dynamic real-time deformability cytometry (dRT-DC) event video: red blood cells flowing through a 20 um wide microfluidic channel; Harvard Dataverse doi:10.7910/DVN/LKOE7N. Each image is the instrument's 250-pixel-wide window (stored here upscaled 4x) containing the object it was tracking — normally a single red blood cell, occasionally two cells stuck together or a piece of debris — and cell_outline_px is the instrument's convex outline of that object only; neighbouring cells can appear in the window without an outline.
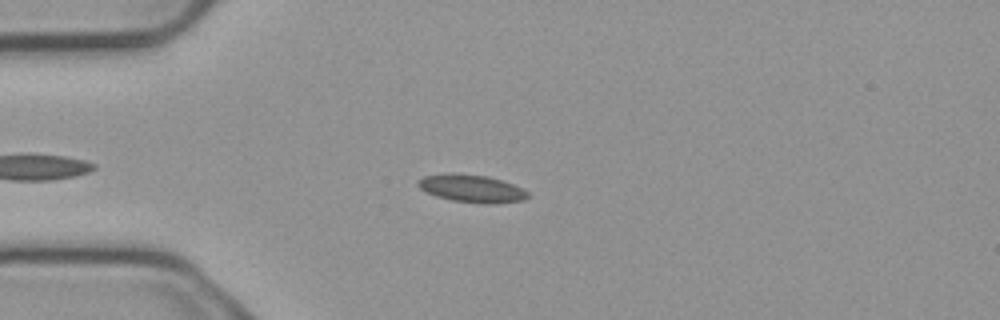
{"species": "common noctule bat (a hibernating species)", "species_latin": "Nyctalus noctula", "temperature_condition": "cold", "stored_images_in_passage": 5, "camera_frame_rate_fps": 3000, "um_per_image_px": 0.085, "animal": {"sex": "male", "body_mass_g": 23.1, "forearm_length_mm": 52.7}, "frame": {"image": 1, "passage_image": 4, "time_ms": 1.0, "image_size_px": [1000, 320], "cell_outline_px": [[528, 196], [524, 200], [496, 204], [484, 204], [452, 200], [436, 196], [420, 188], [416, 184], [424, 176], [488, 176], [512, 184], [528, 192]], "centroid_in_image_um": [40.17, 16.09], "position_along_channel_um": 44.8, "area_um2": 16.7}}
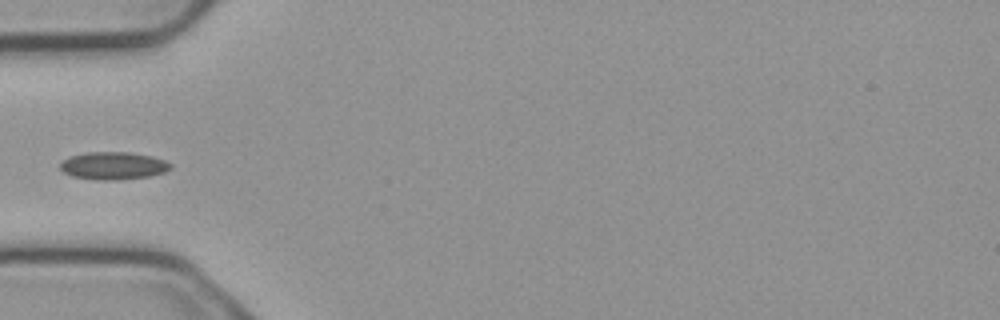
{"frame": {"image": 2, "passage_image": 5, "time_ms": 1.333, "image_size_px": [1000, 320], "cell_outline_px": [[172, 168], [164, 172], [148, 176], [116, 180], [96, 180], [72, 176], [64, 172], [60, 168], [60, 160], [68, 156], [88, 152], [128, 152], [152, 156], [164, 160], [172, 164]], "centroid_in_image_um": [9.6, 14.08], "position_along_channel_um": 75.4, "area_um2": 17.86}}